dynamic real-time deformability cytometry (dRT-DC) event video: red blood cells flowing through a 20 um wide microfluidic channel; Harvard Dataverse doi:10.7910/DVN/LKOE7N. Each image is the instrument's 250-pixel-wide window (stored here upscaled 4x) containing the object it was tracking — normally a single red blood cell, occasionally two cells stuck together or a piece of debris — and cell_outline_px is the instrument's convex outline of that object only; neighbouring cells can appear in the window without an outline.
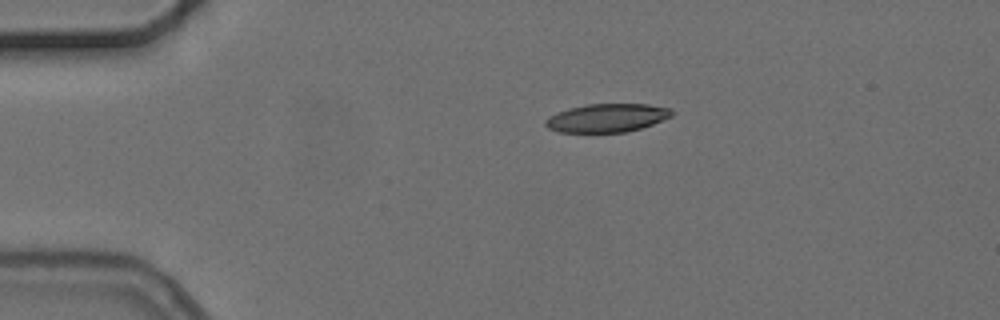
{"species": "common noctule bat (a hibernating species)", "species_latin": "Nyctalus noctula", "temperature_condition": "cold", "stored_images_in_passage": 6, "camera_frame_rate_fps": 3000, "um_per_image_px": 0.085, "animal": {"sex": "female", "body_mass_g": 24.6, "forearm_length_mm": 56.2}, "frame": {"image": 1, "passage_image": 1, "time_ms": 0.0, "image_size_px": [1000, 320], "cell_outline_px": [[672, 116], [652, 124], [640, 128], [624, 132], [560, 132], [548, 128], [544, 124], [544, 120], [548, 116], [568, 108], [588, 104], [648, 104], [672, 108]], "centroid_in_image_um": [51.57, 10.01], "position_along_channel_um": 33.4, "area_um2": 20.87}}
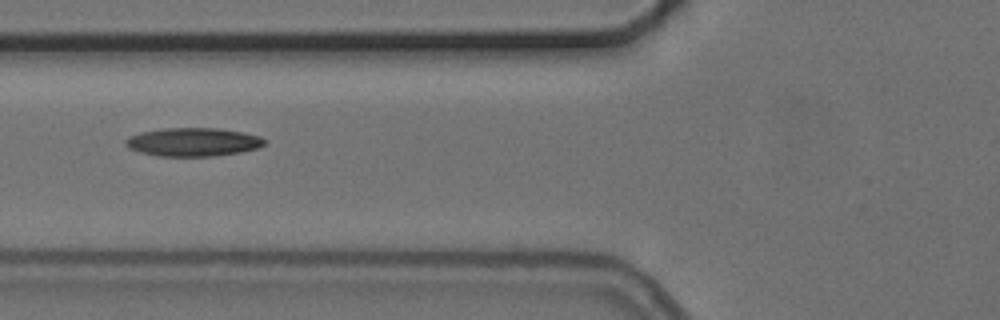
{"frame": {"image": 2, "passage_image": 4, "time_ms": 3.333, "image_size_px": [1000, 320], "cell_outline_px": [[264, 144], [260, 148], [240, 152], [216, 156], [156, 156], [140, 152], [128, 148], [124, 144], [124, 140], [128, 136], [140, 132], [160, 128], [216, 128], [244, 132], [260, 136], [264, 140]], "centroid_in_image_um": [16.37, 12.07], "position_along_channel_um": 109.4, "area_um2": 23.29}}
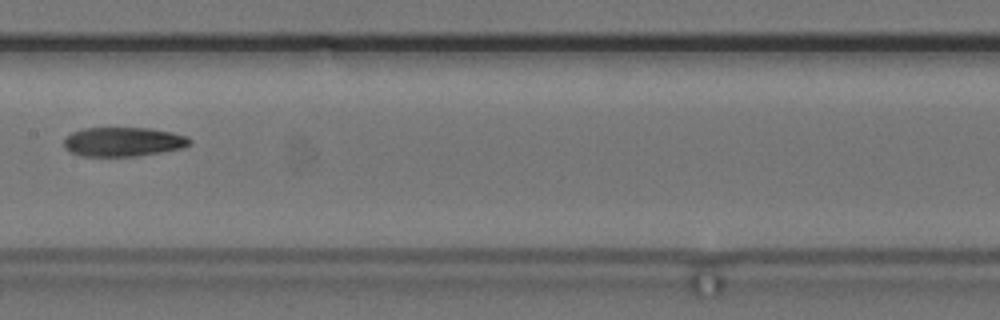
{"frame": {"image": 3, "passage_image": 6, "time_ms": 5.667, "image_size_px": [1000, 320], "cell_outline_px": [[192, 144], [184, 148], [136, 156], [80, 156], [68, 152], [64, 148], [64, 140], [72, 132], [84, 128], [148, 128], [172, 132], [188, 136], [192, 140]], "centroid_in_image_um": [10.49, 12.06], "position_along_channel_um": 196.9, "area_um2": 21.62}}